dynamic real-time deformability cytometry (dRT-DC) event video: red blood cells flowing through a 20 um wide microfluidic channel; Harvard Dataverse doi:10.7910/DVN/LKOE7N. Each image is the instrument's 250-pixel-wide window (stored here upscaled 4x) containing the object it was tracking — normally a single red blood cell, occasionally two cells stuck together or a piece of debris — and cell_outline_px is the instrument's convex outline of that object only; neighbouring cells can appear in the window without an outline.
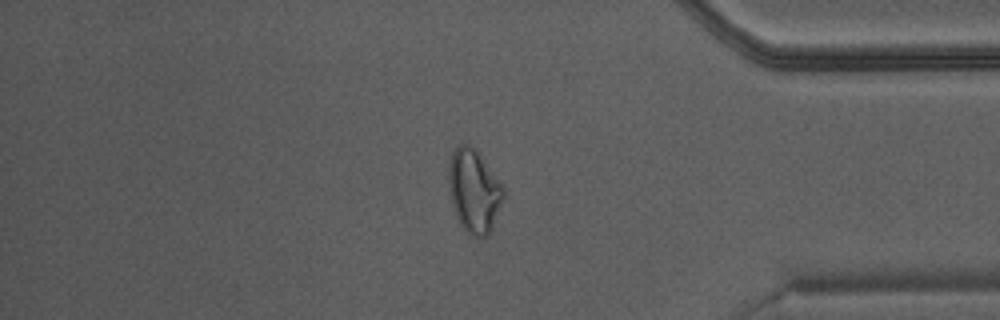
{"species": "Egyptian fruit bat (a non-hibernating species)", "species_latin": "Rousettus aegyptiacus", "temperature_condition": "warm", "stored_images_in_passage": 47, "camera_frame_rate_fps": 3000, "um_per_image_px": 0.085, "animal": {"sex": "male"}, "frame": {"image": 1, "passage_image": 40, "time_ms": 13.0, "image_size_px": [1000, 320], "cell_outline_px": [[504, 200], [492, 228], [480, 240], [472, 236], [460, 224], [456, 216], [452, 204], [448, 180], [448, 168], [452, 152], [456, 144], [472, 144], [480, 152], [500, 184], [504, 192]], "centroid_in_image_um": [40.28, 16.2], "position_along_channel_um": 394.9, "area_um2": 26.7}}
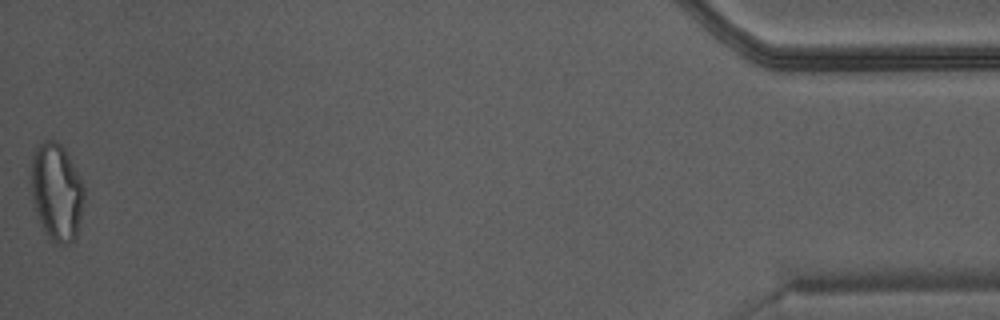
{"frame": {"image": 2, "passage_image": 47, "time_ms": 15.333, "image_size_px": [1000, 320], "cell_outline_px": [[84, 200], [76, 236], [68, 244], [52, 244], [44, 232], [36, 212], [32, 200], [32, 156], [36, 148], [44, 140], [56, 140], [64, 148], [84, 188]], "centroid_in_image_um": [4.8, 16.35], "position_along_channel_um": 430.4, "area_um2": 29.77}}